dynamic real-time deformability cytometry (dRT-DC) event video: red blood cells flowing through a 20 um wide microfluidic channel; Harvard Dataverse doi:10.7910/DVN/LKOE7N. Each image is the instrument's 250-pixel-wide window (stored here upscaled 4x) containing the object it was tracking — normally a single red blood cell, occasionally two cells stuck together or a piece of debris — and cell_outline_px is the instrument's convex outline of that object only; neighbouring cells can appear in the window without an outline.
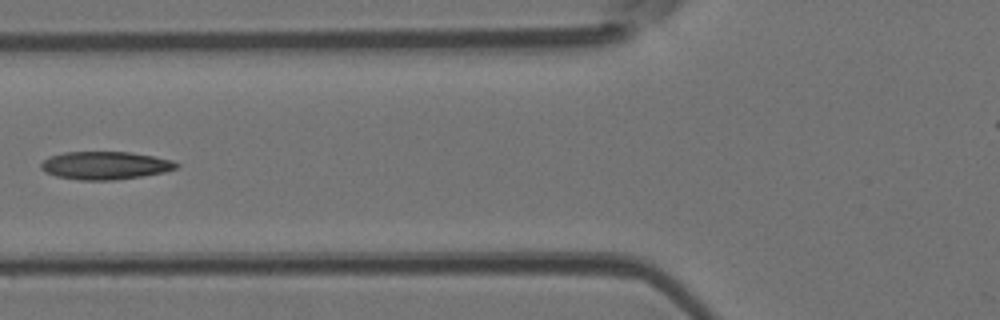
{"species": "Egyptian fruit bat (a non-hibernating species)", "species_latin": "Rousettus aegyptiacus", "temperature_condition": "room temperature", "stored_images_in_passage": 6, "camera_frame_rate_fps": 3000, "um_per_image_px": 0.085, "animal": {"sex": "female"}, "frame": {"image": 1, "passage_image": 6, "time_ms": 1.667, "image_size_px": [1000, 320], "cell_outline_px": [[180, 164], [176, 168], [164, 172], [140, 176], [112, 180], [80, 180], [56, 176], [44, 172], [40, 168], [40, 164], [48, 156], [64, 152], [128, 152], [152, 156], [172, 160]], "centroid_in_image_um": [8.89, 14.06], "position_along_channel_um": 116.9, "area_um2": 21.96}}